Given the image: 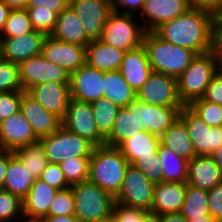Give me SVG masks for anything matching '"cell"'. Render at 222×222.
I'll return each instance as SVG.
<instances>
[{"instance_id": "cell-1", "label": "cell", "mask_w": 222, "mask_h": 222, "mask_svg": "<svg viewBox=\"0 0 222 222\" xmlns=\"http://www.w3.org/2000/svg\"><path fill=\"white\" fill-rule=\"evenodd\" d=\"M163 41L202 54L215 49V16L190 8L153 31Z\"/></svg>"}, {"instance_id": "cell-2", "label": "cell", "mask_w": 222, "mask_h": 222, "mask_svg": "<svg viewBox=\"0 0 222 222\" xmlns=\"http://www.w3.org/2000/svg\"><path fill=\"white\" fill-rule=\"evenodd\" d=\"M128 166L129 162L118 148L106 145L94 147L88 180L115 197L121 189Z\"/></svg>"}, {"instance_id": "cell-3", "label": "cell", "mask_w": 222, "mask_h": 222, "mask_svg": "<svg viewBox=\"0 0 222 222\" xmlns=\"http://www.w3.org/2000/svg\"><path fill=\"white\" fill-rule=\"evenodd\" d=\"M152 71L178 78L197 55L194 51L163 41L153 31L143 38Z\"/></svg>"}, {"instance_id": "cell-4", "label": "cell", "mask_w": 222, "mask_h": 222, "mask_svg": "<svg viewBox=\"0 0 222 222\" xmlns=\"http://www.w3.org/2000/svg\"><path fill=\"white\" fill-rule=\"evenodd\" d=\"M219 71L216 49L197 54L188 68L177 78L178 97L184 106L202 98L213 76Z\"/></svg>"}, {"instance_id": "cell-5", "label": "cell", "mask_w": 222, "mask_h": 222, "mask_svg": "<svg viewBox=\"0 0 222 222\" xmlns=\"http://www.w3.org/2000/svg\"><path fill=\"white\" fill-rule=\"evenodd\" d=\"M75 216L80 222H99L112 217L115 197L97 184L85 181L71 185Z\"/></svg>"}, {"instance_id": "cell-6", "label": "cell", "mask_w": 222, "mask_h": 222, "mask_svg": "<svg viewBox=\"0 0 222 222\" xmlns=\"http://www.w3.org/2000/svg\"><path fill=\"white\" fill-rule=\"evenodd\" d=\"M133 14L113 10L104 25L100 40L124 51L142 46L146 30L143 25L140 26L139 23H135L136 17Z\"/></svg>"}, {"instance_id": "cell-7", "label": "cell", "mask_w": 222, "mask_h": 222, "mask_svg": "<svg viewBox=\"0 0 222 222\" xmlns=\"http://www.w3.org/2000/svg\"><path fill=\"white\" fill-rule=\"evenodd\" d=\"M50 163L60 164L72 157H91L94 145L63 125L49 136L39 139Z\"/></svg>"}, {"instance_id": "cell-8", "label": "cell", "mask_w": 222, "mask_h": 222, "mask_svg": "<svg viewBox=\"0 0 222 222\" xmlns=\"http://www.w3.org/2000/svg\"><path fill=\"white\" fill-rule=\"evenodd\" d=\"M155 184L132 164L126 168L122 186L115 202L126 206L151 211Z\"/></svg>"}, {"instance_id": "cell-9", "label": "cell", "mask_w": 222, "mask_h": 222, "mask_svg": "<svg viewBox=\"0 0 222 222\" xmlns=\"http://www.w3.org/2000/svg\"><path fill=\"white\" fill-rule=\"evenodd\" d=\"M179 118L184 122L196 155H210L222 146V126H208L188 106H183Z\"/></svg>"}, {"instance_id": "cell-10", "label": "cell", "mask_w": 222, "mask_h": 222, "mask_svg": "<svg viewBox=\"0 0 222 222\" xmlns=\"http://www.w3.org/2000/svg\"><path fill=\"white\" fill-rule=\"evenodd\" d=\"M19 78L24 91L44 82L69 83V74L59 65L46 60L41 54L18 64Z\"/></svg>"}, {"instance_id": "cell-11", "label": "cell", "mask_w": 222, "mask_h": 222, "mask_svg": "<svg viewBox=\"0 0 222 222\" xmlns=\"http://www.w3.org/2000/svg\"><path fill=\"white\" fill-rule=\"evenodd\" d=\"M136 98L143 103L157 106H184L178 97L177 78L154 71L137 91Z\"/></svg>"}, {"instance_id": "cell-12", "label": "cell", "mask_w": 222, "mask_h": 222, "mask_svg": "<svg viewBox=\"0 0 222 222\" xmlns=\"http://www.w3.org/2000/svg\"><path fill=\"white\" fill-rule=\"evenodd\" d=\"M69 6L77 14L85 35L90 40L101 39L104 25L113 11L111 0H70Z\"/></svg>"}, {"instance_id": "cell-13", "label": "cell", "mask_w": 222, "mask_h": 222, "mask_svg": "<svg viewBox=\"0 0 222 222\" xmlns=\"http://www.w3.org/2000/svg\"><path fill=\"white\" fill-rule=\"evenodd\" d=\"M62 125L70 132L87 139L95 147L105 144V139L96 128L90 103L70 99Z\"/></svg>"}, {"instance_id": "cell-14", "label": "cell", "mask_w": 222, "mask_h": 222, "mask_svg": "<svg viewBox=\"0 0 222 222\" xmlns=\"http://www.w3.org/2000/svg\"><path fill=\"white\" fill-rule=\"evenodd\" d=\"M71 99L92 103L104 97V72L86 63L69 74Z\"/></svg>"}, {"instance_id": "cell-15", "label": "cell", "mask_w": 222, "mask_h": 222, "mask_svg": "<svg viewBox=\"0 0 222 222\" xmlns=\"http://www.w3.org/2000/svg\"><path fill=\"white\" fill-rule=\"evenodd\" d=\"M41 55L46 60L59 65L68 74L78 70L86 63V47L61 42L51 36L45 37Z\"/></svg>"}, {"instance_id": "cell-16", "label": "cell", "mask_w": 222, "mask_h": 222, "mask_svg": "<svg viewBox=\"0 0 222 222\" xmlns=\"http://www.w3.org/2000/svg\"><path fill=\"white\" fill-rule=\"evenodd\" d=\"M138 124L143 130L160 137L179 117L182 107H166L143 103L135 98Z\"/></svg>"}, {"instance_id": "cell-17", "label": "cell", "mask_w": 222, "mask_h": 222, "mask_svg": "<svg viewBox=\"0 0 222 222\" xmlns=\"http://www.w3.org/2000/svg\"><path fill=\"white\" fill-rule=\"evenodd\" d=\"M46 35L40 31L26 33L15 38H0L1 59L19 64L41 54Z\"/></svg>"}, {"instance_id": "cell-18", "label": "cell", "mask_w": 222, "mask_h": 222, "mask_svg": "<svg viewBox=\"0 0 222 222\" xmlns=\"http://www.w3.org/2000/svg\"><path fill=\"white\" fill-rule=\"evenodd\" d=\"M38 140L29 121L20 110L0 123V150L14 152Z\"/></svg>"}, {"instance_id": "cell-19", "label": "cell", "mask_w": 222, "mask_h": 222, "mask_svg": "<svg viewBox=\"0 0 222 222\" xmlns=\"http://www.w3.org/2000/svg\"><path fill=\"white\" fill-rule=\"evenodd\" d=\"M20 112L29 121L38 139L49 136L62 126V120L58 116L47 111L26 91H22Z\"/></svg>"}, {"instance_id": "cell-20", "label": "cell", "mask_w": 222, "mask_h": 222, "mask_svg": "<svg viewBox=\"0 0 222 222\" xmlns=\"http://www.w3.org/2000/svg\"><path fill=\"white\" fill-rule=\"evenodd\" d=\"M27 93L47 111L63 120L71 99L69 83L48 81L31 87Z\"/></svg>"}, {"instance_id": "cell-21", "label": "cell", "mask_w": 222, "mask_h": 222, "mask_svg": "<svg viewBox=\"0 0 222 222\" xmlns=\"http://www.w3.org/2000/svg\"><path fill=\"white\" fill-rule=\"evenodd\" d=\"M190 8L189 0H145L140 12L145 20L143 27L146 31H154Z\"/></svg>"}, {"instance_id": "cell-22", "label": "cell", "mask_w": 222, "mask_h": 222, "mask_svg": "<svg viewBox=\"0 0 222 222\" xmlns=\"http://www.w3.org/2000/svg\"><path fill=\"white\" fill-rule=\"evenodd\" d=\"M119 71L134 92L137 93L152 73L143 45L125 52Z\"/></svg>"}, {"instance_id": "cell-23", "label": "cell", "mask_w": 222, "mask_h": 222, "mask_svg": "<svg viewBox=\"0 0 222 222\" xmlns=\"http://www.w3.org/2000/svg\"><path fill=\"white\" fill-rule=\"evenodd\" d=\"M185 192L186 183L169 181L155 184L150 212L158 215L180 212Z\"/></svg>"}, {"instance_id": "cell-24", "label": "cell", "mask_w": 222, "mask_h": 222, "mask_svg": "<svg viewBox=\"0 0 222 222\" xmlns=\"http://www.w3.org/2000/svg\"><path fill=\"white\" fill-rule=\"evenodd\" d=\"M221 183V170L210 155H196L188 161L187 184L208 191Z\"/></svg>"}, {"instance_id": "cell-25", "label": "cell", "mask_w": 222, "mask_h": 222, "mask_svg": "<svg viewBox=\"0 0 222 222\" xmlns=\"http://www.w3.org/2000/svg\"><path fill=\"white\" fill-rule=\"evenodd\" d=\"M126 51L105 44L102 40H91L86 46V64L101 72L119 70Z\"/></svg>"}, {"instance_id": "cell-26", "label": "cell", "mask_w": 222, "mask_h": 222, "mask_svg": "<svg viewBox=\"0 0 222 222\" xmlns=\"http://www.w3.org/2000/svg\"><path fill=\"white\" fill-rule=\"evenodd\" d=\"M50 36L55 40L83 47H86L91 42L85 35L77 14L70 6L59 13L56 26Z\"/></svg>"}, {"instance_id": "cell-27", "label": "cell", "mask_w": 222, "mask_h": 222, "mask_svg": "<svg viewBox=\"0 0 222 222\" xmlns=\"http://www.w3.org/2000/svg\"><path fill=\"white\" fill-rule=\"evenodd\" d=\"M143 130L138 124L137 107L131 102L118 109L110 135L105 139L106 146L118 148L124 141Z\"/></svg>"}, {"instance_id": "cell-28", "label": "cell", "mask_w": 222, "mask_h": 222, "mask_svg": "<svg viewBox=\"0 0 222 222\" xmlns=\"http://www.w3.org/2000/svg\"><path fill=\"white\" fill-rule=\"evenodd\" d=\"M160 139L148 131L141 130L124 141L118 149L125 156L129 164L136 159L155 158L158 155Z\"/></svg>"}, {"instance_id": "cell-29", "label": "cell", "mask_w": 222, "mask_h": 222, "mask_svg": "<svg viewBox=\"0 0 222 222\" xmlns=\"http://www.w3.org/2000/svg\"><path fill=\"white\" fill-rule=\"evenodd\" d=\"M57 191L40 179H35L28 194L22 200L23 215L36 218L48 216L50 203Z\"/></svg>"}, {"instance_id": "cell-30", "label": "cell", "mask_w": 222, "mask_h": 222, "mask_svg": "<svg viewBox=\"0 0 222 222\" xmlns=\"http://www.w3.org/2000/svg\"><path fill=\"white\" fill-rule=\"evenodd\" d=\"M35 178L31 175L23 162L10 151V161L1 189L16 195L23 200L28 194Z\"/></svg>"}, {"instance_id": "cell-31", "label": "cell", "mask_w": 222, "mask_h": 222, "mask_svg": "<svg viewBox=\"0 0 222 222\" xmlns=\"http://www.w3.org/2000/svg\"><path fill=\"white\" fill-rule=\"evenodd\" d=\"M159 139L160 144L169 148L176 155L181 156L188 161L196 156L187 128L179 117L159 137Z\"/></svg>"}, {"instance_id": "cell-32", "label": "cell", "mask_w": 222, "mask_h": 222, "mask_svg": "<svg viewBox=\"0 0 222 222\" xmlns=\"http://www.w3.org/2000/svg\"><path fill=\"white\" fill-rule=\"evenodd\" d=\"M104 98L121 108L127 107L136 98V93L119 70L109 71L104 72Z\"/></svg>"}, {"instance_id": "cell-33", "label": "cell", "mask_w": 222, "mask_h": 222, "mask_svg": "<svg viewBox=\"0 0 222 222\" xmlns=\"http://www.w3.org/2000/svg\"><path fill=\"white\" fill-rule=\"evenodd\" d=\"M158 158L161 161L163 171V182H182L188 180V160L176 155L172 150L159 144Z\"/></svg>"}, {"instance_id": "cell-34", "label": "cell", "mask_w": 222, "mask_h": 222, "mask_svg": "<svg viewBox=\"0 0 222 222\" xmlns=\"http://www.w3.org/2000/svg\"><path fill=\"white\" fill-rule=\"evenodd\" d=\"M180 213L189 221L198 217L210 216L208 210V191L195 188L186 183L184 203Z\"/></svg>"}, {"instance_id": "cell-35", "label": "cell", "mask_w": 222, "mask_h": 222, "mask_svg": "<svg viewBox=\"0 0 222 222\" xmlns=\"http://www.w3.org/2000/svg\"><path fill=\"white\" fill-rule=\"evenodd\" d=\"M90 104L96 128L99 134L106 139L110 135L120 107L104 97Z\"/></svg>"}, {"instance_id": "cell-36", "label": "cell", "mask_w": 222, "mask_h": 222, "mask_svg": "<svg viewBox=\"0 0 222 222\" xmlns=\"http://www.w3.org/2000/svg\"><path fill=\"white\" fill-rule=\"evenodd\" d=\"M14 154L23 162L35 179H39L49 163L39 140L18 148L14 151Z\"/></svg>"}, {"instance_id": "cell-37", "label": "cell", "mask_w": 222, "mask_h": 222, "mask_svg": "<svg viewBox=\"0 0 222 222\" xmlns=\"http://www.w3.org/2000/svg\"><path fill=\"white\" fill-rule=\"evenodd\" d=\"M33 31L34 28L26 8H11L1 38L20 37Z\"/></svg>"}, {"instance_id": "cell-38", "label": "cell", "mask_w": 222, "mask_h": 222, "mask_svg": "<svg viewBox=\"0 0 222 222\" xmlns=\"http://www.w3.org/2000/svg\"><path fill=\"white\" fill-rule=\"evenodd\" d=\"M90 157H72L61 162L60 168L67 183L71 186L88 181Z\"/></svg>"}, {"instance_id": "cell-39", "label": "cell", "mask_w": 222, "mask_h": 222, "mask_svg": "<svg viewBox=\"0 0 222 222\" xmlns=\"http://www.w3.org/2000/svg\"><path fill=\"white\" fill-rule=\"evenodd\" d=\"M26 10L34 30L50 36L56 26L59 14L45 7H26Z\"/></svg>"}, {"instance_id": "cell-40", "label": "cell", "mask_w": 222, "mask_h": 222, "mask_svg": "<svg viewBox=\"0 0 222 222\" xmlns=\"http://www.w3.org/2000/svg\"><path fill=\"white\" fill-rule=\"evenodd\" d=\"M188 107L196 113L208 126H222V105L199 98L193 100Z\"/></svg>"}, {"instance_id": "cell-41", "label": "cell", "mask_w": 222, "mask_h": 222, "mask_svg": "<svg viewBox=\"0 0 222 222\" xmlns=\"http://www.w3.org/2000/svg\"><path fill=\"white\" fill-rule=\"evenodd\" d=\"M22 216V200L16 195L0 188V222H13V219L14 222H17Z\"/></svg>"}, {"instance_id": "cell-42", "label": "cell", "mask_w": 222, "mask_h": 222, "mask_svg": "<svg viewBox=\"0 0 222 222\" xmlns=\"http://www.w3.org/2000/svg\"><path fill=\"white\" fill-rule=\"evenodd\" d=\"M24 91L19 78L17 63L0 60V93Z\"/></svg>"}, {"instance_id": "cell-43", "label": "cell", "mask_w": 222, "mask_h": 222, "mask_svg": "<svg viewBox=\"0 0 222 222\" xmlns=\"http://www.w3.org/2000/svg\"><path fill=\"white\" fill-rule=\"evenodd\" d=\"M75 215V199L71 187L58 190L50 203L48 216Z\"/></svg>"}, {"instance_id": "cell-44", "label": "cell", "mask_w": 222, "mask_h": 222, "mask_svg": "<svg viewBox=\"0 0 222 222\" xmlns=\"http://www.w3.org/2000/svg\"><path fill=\"white\" fill-rule=\"evenodd\" d=\"M132 165L142 171L152 183L163 182L162 164L158 156L155 158L136 159Z\"/></svg>"}, {"instance_id": "cell-45", "label": "cell", "mask_w": 222, "mask_h": 222, "mask_svg": "<svg viewBox=\"0 0 222 222\" xmlns=\"http://www.w3.org/2000/svg\"><path fill=\"white\" fill-rule=\"evenodd\" d=\"M22 91L0 93V123L20 110Z\"/></svg>"}, {"instance_id": "cell-46", "label": "cell", "mask_w": 222, "mask_h": 222, "mask_svg": "<svg viewBox=\"0 0 222 222\" xmlns=\"http://www.w3.org/2000/svg\"><path fill=\"white\" fill-rule=\"evenodd\" d=\"M39 179L57 190L71 187L65 180L60 165L56 163L49 162L41 173Z\"/></svg>"}, {"instance_id": "cell-47", "label": "cell", "mask_w": 222, "mask_h": 222, "mask_svg": "<svg viewBox=\"0 0 222 222\" xmlns=\"http://www.w3.org/2000/svg\"><path fill=\"white\" fill-rule=\"evenodd\" d=\"M147 213L148 212L143 209L115 202L112 211V218L115 222H137V219H142Z\"/></svg>"}, {"instance_id": "cell-48", "label": "cell", "mask_w": 222, "mask_h": 222, "mask_svg": "<svg viewBox=\"0 0 222 222\" xmlns=\"http://www.w3.org/2000/svg\"><path fill=\"white\" fill-rule=\"evenodd\" d=\"M208 210L215 221H222V183L208 190Z\"/></svg>"}, {"instance_id": "cell-49", "label": "cell", "mask_w": 222, "mask_h": 222, "mask_svg": "<svg viewBox=\"0 0 222 222\" xmlns=\"http://www.w3.org/2000/svg\"><path fill=\"white\" fill-rule=\"evenodd\" d=\"M202 98L206 101L222 105V72L220 70L213 76Z\"/></svg>"}, {"instance_id": "cell-50", "label": "cell", "mask_w": 222, "mask_h": 222, "mask_svg": "<svg viewBox=\"0 0 222 222\" xmlns=\"http://www.w3.org/2000/svg\"><path fill=\"white\" fill-rule=\"evenodd\" d=\"M191 8L210 12L215 17L222 15V0H189Z\"/></svg>"}, {"instance_id": "cell-51", "label": "cell", "mask_w": 222, "mask_h": 222, "mask_svg": "<svg viewBox=\"0 0 222 222\" xmlns=\"http://www.w3.org/2000/svg\"><path fill=\"white\" fill-rule=\"evenodd\" d=\"M70 0H29L27 7H45L58 14L69 6Z\"/></svg>"}, {"instance_id": "cell-52", "label": "cell", "mask_w": 222, "mask_h": 222, "mask_svg": "<svg viewBox=\"0 0 222 222\" xmlns=\"http://www.w3.org/2000/svg\"><path fill=\"white\" fill-rule=\"evenodd\" d=\"M144 1L145 0H111L113 10H116L120 13H131V14L132 10L133 12L139 9L141 11V9L144 6ZM123 7L125 9H122ZM119 8L121 10H119Z\"/></svg>"}, {"instance_id": "cell-53", "label": "cell", "mask_w": 222, "mask_h": 222, "mask_svg": "<svg viewBox=\"0 0 222 222\" xmlns=\"http://www.w3.org/2000/svg\"><path fill=\"white\" fill-rule=\"evenodd\" d=\"M215 49L218 57H222V15L215 17Z\"/></svg>"}, {"instance_id": "cell-54", "label": "cell", "mask_w": 222, "mask_h": 222, "mask_svg": "<svg viewBox=\"0 0 222 222\" xmlns=\"http://www.w3.org/2000/svg\"><path fill=\"white\" fill-rule=\"evenodd\" d=\"M10 161V151L0 150V188L3 187L5 174Z\"/></svg>"}, {"instance_id": "cell-55", "label": "cell", "mask_w": 222, "mask_h": 222, "mask_svg": "<svg viewBox=\"0 0 222 222\" xmlns=\"http://www.w3.org/2000/svg\"><path fill=\"white\" fill-rule=\"evenodd\" d=\"M160 222H188V220L178 212L160 215Z\"/></svg>"}, {"instance_id": "cell-56", "label": "cell", "mask_w": 222, "mask_h": 222, "mask_svg": "<svg viewBox=\"0 0 222 222\" xmlns=\"http://www.w3.org/2000/svg\"><path fill=\"white\" fill-rule=\"evenodd\" d=\"M43 219L46 222H80L75 215L45 216Z\"/></svg>"}, {"instance_id": "cell-57", "label": "cell", "mask_w": 222, "mask_h": 222, "mask_svg": "<svg viewBox=\"0 0 222 222\" xmlns=\"http://www.w3.org/2000/svg\"><path fill=\"white\" fill-rule=\"evenodd\" d=\"M11 8L6 6L1 0H0V38L4 29L5 22L7 20L8 14L10 12Z\"/></svg>"}, {"instance_id": "cell-58", "label": "cell", "mask_w": 222, "mask_h": 222, "mask_svg": "<svg viewBox=\"0 0 222 222\" xmlns=\"http://www.w3.org/2000/svg\"><path fill=\"white\" fill-rule=\"evenodd\" d=\"M10 8H26L29 0H1Z\"/></svg>"}, {"instance_id": "cell-59", "label": "cell", "mask_w": 222, "mask_h": 222, "mask_svg": "<svg viewBox=\"0 0 222 222\" xmlns=\"http://www.w3.org/2000/svg\"><path fill=\"white\" fill-rule=\"evenodd\" d=\"M211 158L218 165L222 173V146L216 149L212 154H210Z\"/></svg>"}, {"instance_id": "cell-60", "label": "cell", "mask_w": 222, "mask_h": 222, "mask_svg": "<svg viewBox=\"0 0 222 222\" xmlns=\"http://www.w3.org/2000/svg\"><path fill=\"white\" fill-rule=\"evenodd\" d=\"M137 222H160V215L148 212L142 219H137Z\"/></svg>"}, {"instance_id": "cell-61", "label": "cell", "mask_w": 222, "mask_h": 222, "mask_svg": "<svg viewBox=\"0 0 222 222\" xmlns=\"http://www.w3.org/2000/svg\"><path fill=\"white\" fill-rule=\"evenodd\" d=\"M23 218V219H21ZM19 220V222H46L43 218H36V217H27V216H22ZM27 220V221H24Z\"/></svg>"}, {"instance_id": "cell-62", "label": "cell", "mask_w": 222, "mask_h": 222, "mask_svg": "<svg viewBox=\"0 0 222 222\" xmlns=\"http://www.w3.org/2000/svg\"><path fill=\"white\" fill-rule=\"evenodd\" d=\"M188 222H215L210 216L198 217L197 219L189 220Z\"/></svg>"}, {"instance_id": "cell-63", "label": "cell", "mask_w": 222, "mask_h": 222, "mask_svg": "<svg viewBox=\"0 0 222 222\" xmlns=\"http://www.w3.org/2000/svg\"><path fill=\"white\" fill-rule=\"evenodd\" d=\"M99 222H115V221L112 217H110L108 219H105V220H102V221H99Z\"/></svg>"}, {"instance_id": "cell-64", "label": "cell", "mask_w": 222, "mask_h": 222, "mask_svg": "<svg viewBox=\"0 0 222 222\" xmlns=\"http://www.w3.org/2000/svg\"><path fill=\"white\" fill-rule=\"evenodd\" d=\"M219 70L222 72V57H219Z\"/></svg>"}]
</instances>
